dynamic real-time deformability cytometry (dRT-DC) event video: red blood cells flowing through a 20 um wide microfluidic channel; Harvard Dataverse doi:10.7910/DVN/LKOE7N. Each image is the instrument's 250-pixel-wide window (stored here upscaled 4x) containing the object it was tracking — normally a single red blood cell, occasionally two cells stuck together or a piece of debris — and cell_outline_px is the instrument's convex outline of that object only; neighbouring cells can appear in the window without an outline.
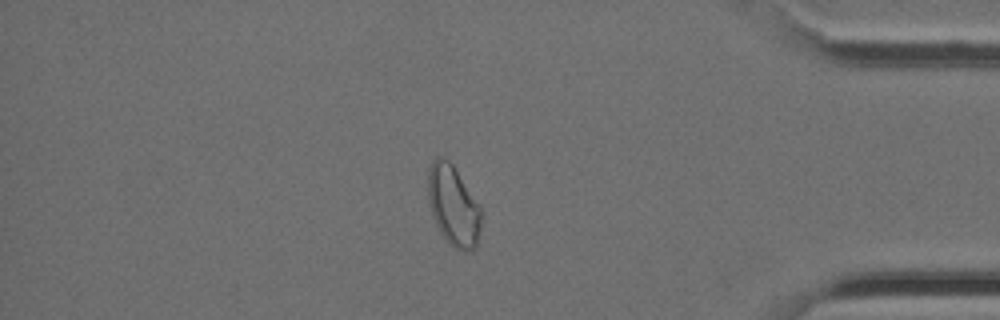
{"species": "Egyptian fruit bat (a non-hibernating species)", "species_latin": "Rousettus aegyptiacus", "temperature_condition": "cold", "stored_images_in_passage": 40, "camera_frame_rate_fps": 3000, "um_per_image_px": 0.085, "animal": {"sex": "female"}, "frame": {"image": 1, "passage_image": 34, "time_ms": 11.0, "image_size_px": [1000, 320], "cell_outline_px": [[480, 228], [476, 248], [468, 252], [460, 252], [448, 244], [440, 232], [436, 224], [428, 204], [428, 168], [432, 160], [436, 156], [440, 156], [448, 160], [452, 164], [480, 208]], "centroid_in_image_um": [38.5, 17.52], "position_along_channel_um": 396.7, "area_um2": 24.85}}